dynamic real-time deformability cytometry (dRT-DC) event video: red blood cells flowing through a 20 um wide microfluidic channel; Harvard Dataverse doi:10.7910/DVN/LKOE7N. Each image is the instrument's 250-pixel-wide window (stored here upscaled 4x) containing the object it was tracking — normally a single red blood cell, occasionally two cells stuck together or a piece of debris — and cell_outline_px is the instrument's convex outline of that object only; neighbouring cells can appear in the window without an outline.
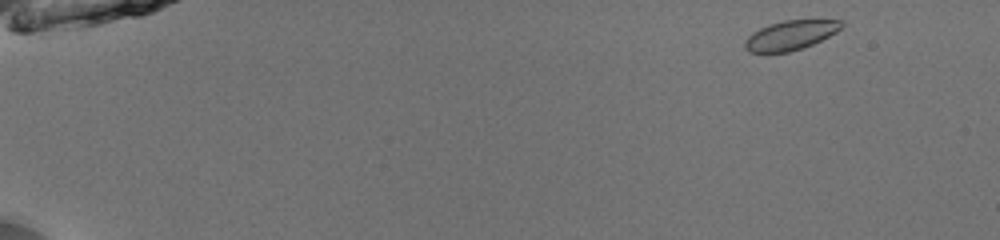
{"species": "common noctule bat (a hibernating species)", "species_latin": "Nyctalus noctula", "temperature_condition": "room temperature", "stored_images_in_passage": 48, "camera_frame_rate_fps": 3000, "um_per_image_px": 0.085, "animal": {"sex": "male", "body_mass_g": 13.0, "forearm_length_mm": 53.1}, "frame": {"image": 1, "passage_image": 1, "time_ms": 0.0, "image_size_px": [1000, 240], "cell_outline_px": [[844, 24], [836, 32], [804, 48], [788, 52], [748, 52], [744, 48], [744, 40], [752, 32], [768, 24], [784, 20], [844, 20]], "centroid_in_image_um": [67.16, 2.99], "position_along_channel_um": 17.8, "area_um2": 16.59}}
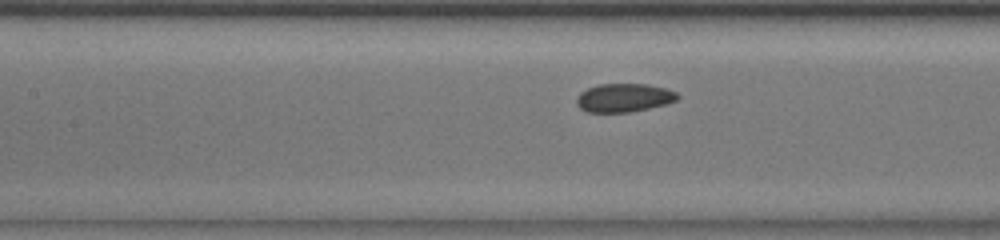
{"frame": {"image": 2, "passage_image": 22, "time_ms": 7.0, "image_size_px": [1000, 240], "cell_outline_px": [[680, 96], [676, 100], [664, 104], [648, 108], [628, 112], [588, 112], [580, 108], [576, 104], [576, 96], [580, 92], [588, 88], [600, 84], [648, 84], [664, 88], [676, 92]], "centroid_in_image_um": [53.0, 8.3], "position_along_channel_um": 154.4, "area_um2": 16.65}}
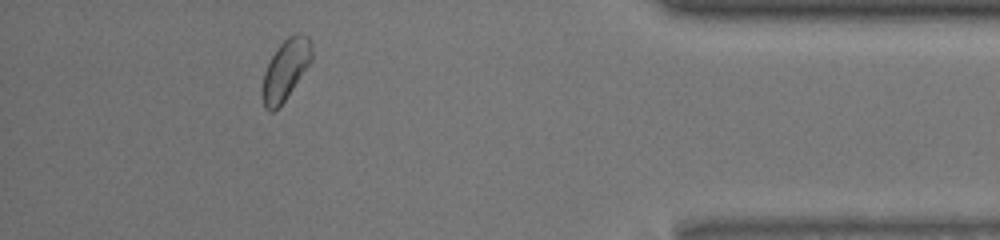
{"frame": {"image": 3, "passage_image": 44, "time_ms": 14.333, "image_size_px": [1000, 240], "cell_outline_px": [[312, 60], [284, 100], [272, 112], [268, 112], [264, 108], [260, 96], [260, 88], [264, 72], [272, 56], [280, 44], [288, 36], [296, 32], [300, 32], [308, 36], [312, 44]], "centroid_in_image_um": [24.24, 5.92], "position_along_channel_um": 411.0, "area_um2": 17.51}, "authors_computed_cell_mechanics": {"area_um2": 17.0221, "velocity_mm_per_s": 3.9611, "shape_relaxation_time_tau1_ms": 3.9076, "shape_relaxation_time_tau2_ms": 4.086, "deformation_change_tau1": 0.041, "deformation_change_tau2": 0.0339}}